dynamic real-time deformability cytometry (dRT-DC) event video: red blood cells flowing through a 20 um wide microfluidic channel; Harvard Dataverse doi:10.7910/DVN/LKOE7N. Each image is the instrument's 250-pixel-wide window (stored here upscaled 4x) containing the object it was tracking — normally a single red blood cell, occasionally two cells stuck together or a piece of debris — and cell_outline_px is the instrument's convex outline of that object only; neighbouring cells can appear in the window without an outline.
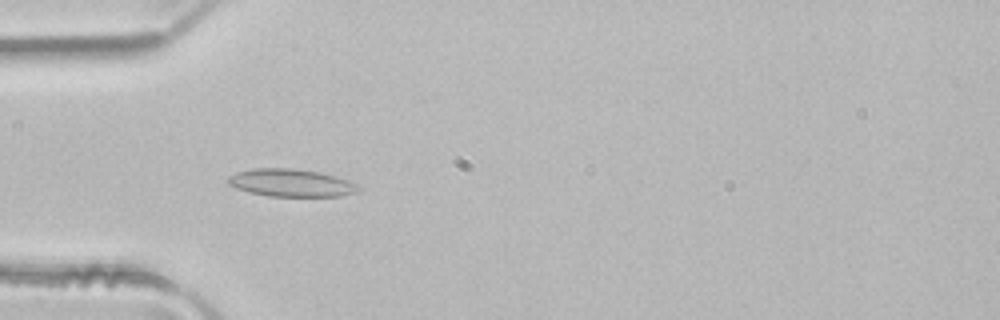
{"species": "common noctule bat (a hibernating species)", "species_latin": "Nyctalus noctula", "temperature_condition": "room temperature", "stored_images_in_passage": 5, "camera_frame_rate_fps": 3000, "um_per_image_px": 0.085, "animal": {"sex": "male", "body_mass_g": 21.5, "forearm_length_mm": 52.0}, "frame": {"image": 1, "passage_image": 4, "time_ms": 1.0, "image_size_px": [1000, 320], "cell_outline_px": [[360, 188], [356, 192], [340, 196], [268, 196], [248, 192], [236, 188], [228, 184], [224, 180], [228, 176], [236, 172], [252, 168], [296, 168], [320, 172], [336, 176], [348, 180], [356, 184]], "centroid_in_image_um": [24.68, 15.53], "position_along_channel_um": 60.3, "area_um2": 21.21}}
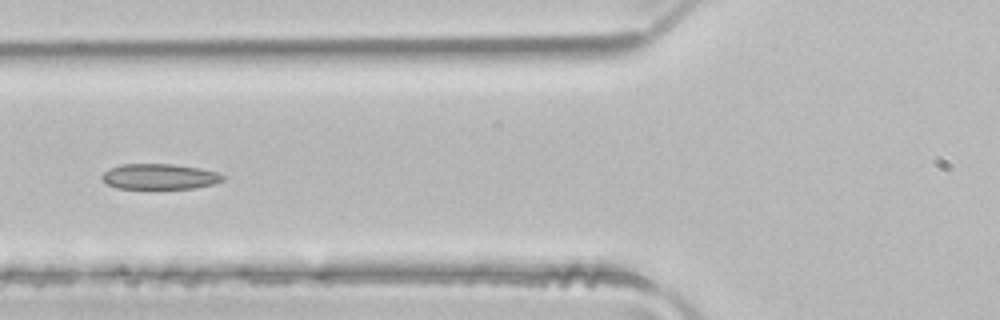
{"frame": {"image": 2, "passage_image": 5, "time_ms": 1.333, "image_size_px": [1000, 320], "cell_outline_px": [[224, 180], [212, 184], [192, 188], [116, 188], [108, 184], [100, 176], [108, 168], [120, 164], [172, 164], [200, 168], [220, 172], [224, 176]], "centroid_in_image_um": [13.56, 14.99], "position_along_channel_um": 112.2, "area_um2": 17.92}}